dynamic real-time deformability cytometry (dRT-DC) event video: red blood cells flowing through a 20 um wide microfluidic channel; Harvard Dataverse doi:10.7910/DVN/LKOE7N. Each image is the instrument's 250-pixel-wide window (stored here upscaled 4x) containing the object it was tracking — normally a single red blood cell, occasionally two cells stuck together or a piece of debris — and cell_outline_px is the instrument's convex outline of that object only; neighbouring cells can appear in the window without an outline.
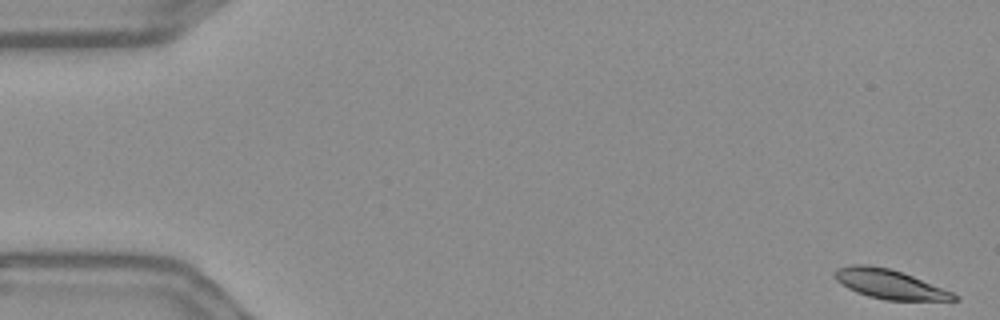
{"species": "Egyptian fruit bat (a non-hibernating species)", "species_latin": "Rousettus aegyptiacus", "temperature_condition": "warm", "stored_images_in_passage": 56, "camera_frame_rate_fps": 3000, "um_per_image_px": 0.085, "frame": {"image": 1, "passage_image": 1, "time_ms": 0.0, "image_size_px": [1000, 320], "cell_outline_px": [[960, 300], [884, 300], [868, 296], [856, 292], [848, 288], [836, 280], [832, 276], [832, 272], [836, 268], [852, 264], [868, 264], [888, 268], [912, 276], [952, 292], [960, 296]], "centroid_in_image_um": [75.56, 24.14], "position_along_channel_um": 9.4, "area_um2": 20.35}}
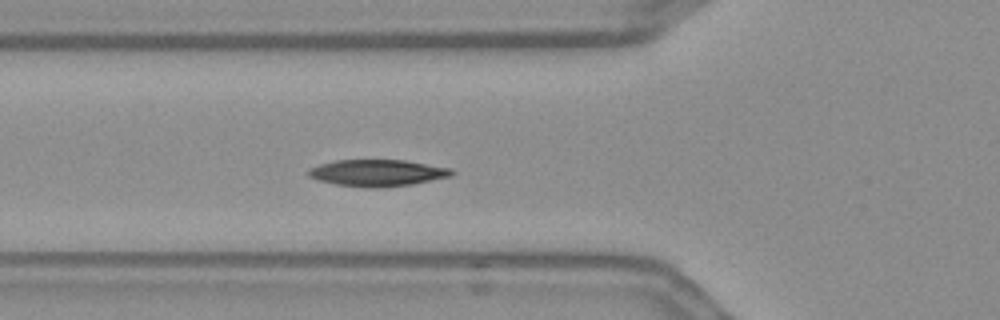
{"frame": {"image": 2, "passage_image": 20, "time_ms": 6.333, "image_size_px": [1000, 320], "cell_outline_px": [[456, 172], [452, 176], [412, 184], [380, 188], [368, 188], [336, 184], [316, 180], [308, 176], [308, 168], [320, 164], [336, 160], [404, 160], [452, 168]], "centroid_in_image_um": [32.08, 14.7], "position_along_channel_um": 93.7, "area_um2": 22.43}}
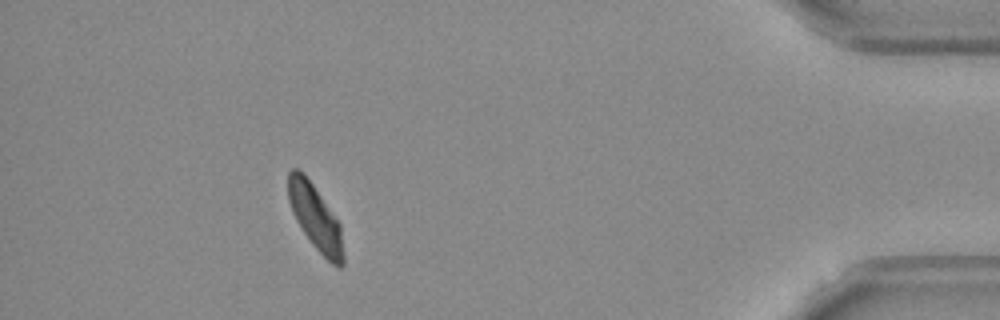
{"frame": {"image": 3, "passage_image": 51, "time_ms": 16.667, "image_size_px": [1000, 320], "cell_outline_px": [[344, 264], [340, 268], [332, 264], [312, 244], [296, 220], [292, 212], [288, 200], [288, 172], [292, 168], [296, 168], [304, 172], [340, 224], [344, 256]], "centroid_in_image_um": [26.79, 18.48], "position_along_channel_um": 408.4, "area_um2": 20.75}, "authors_computed_cell_mechanics": {"area_um2": 21.9351, "velocity_mm_per_s": 3.5868, "shape_relaxation_time_tau1_ms": 2.4499, "shape_relaxation_time_tau2_ms": 4.8913, "deformation_change_tau1": 0.1364, "deformation_change_tau2": 0.0847}}